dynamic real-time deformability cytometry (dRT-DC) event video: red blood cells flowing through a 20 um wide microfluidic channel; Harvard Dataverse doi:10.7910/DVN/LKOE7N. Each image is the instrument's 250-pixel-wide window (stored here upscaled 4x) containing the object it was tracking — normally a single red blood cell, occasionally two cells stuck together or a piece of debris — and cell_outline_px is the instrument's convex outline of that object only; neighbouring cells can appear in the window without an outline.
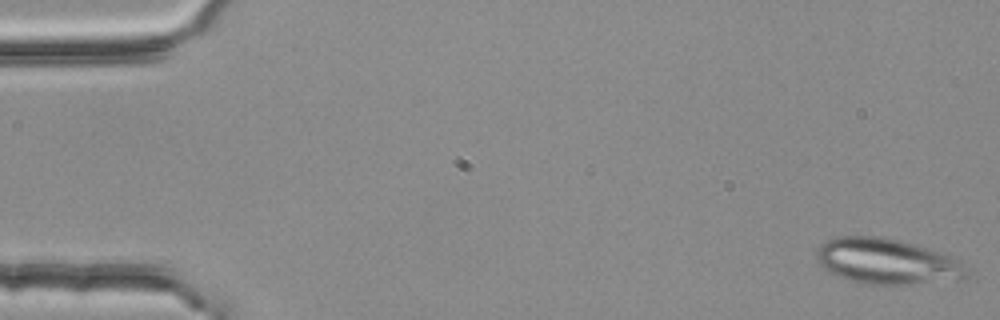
{"species": "common noctule bat (a hibernating species)", "species_latin": "Nyctalus noctula", "temperature_condition": "room temperature", "stored_images_in_passage": 4, "camera_frame_rate_fps": 3000, "um_per_image_px": 0.085, "animal": {"sex": "female", "body_mass_g": 25.1}, "frame": {"image": 1, "passage_image": 1, "time_ms": 0.0, "image_size_px": [1000, 320], "cell_outline_px": [[968, 276], [964, 280], [912, 284], [864, 284], [848, 280], [836, 276], [824, 268], [820, 264], [816, 256], [816, 252], [828, 240], [836, 236], [884, 236], [928, 248], [956, 256], [968, 268]], "centroid_in_image_um": [75.48, 22.23], "position_along_channel_um": 9.5, "area_um2": 40.4}}